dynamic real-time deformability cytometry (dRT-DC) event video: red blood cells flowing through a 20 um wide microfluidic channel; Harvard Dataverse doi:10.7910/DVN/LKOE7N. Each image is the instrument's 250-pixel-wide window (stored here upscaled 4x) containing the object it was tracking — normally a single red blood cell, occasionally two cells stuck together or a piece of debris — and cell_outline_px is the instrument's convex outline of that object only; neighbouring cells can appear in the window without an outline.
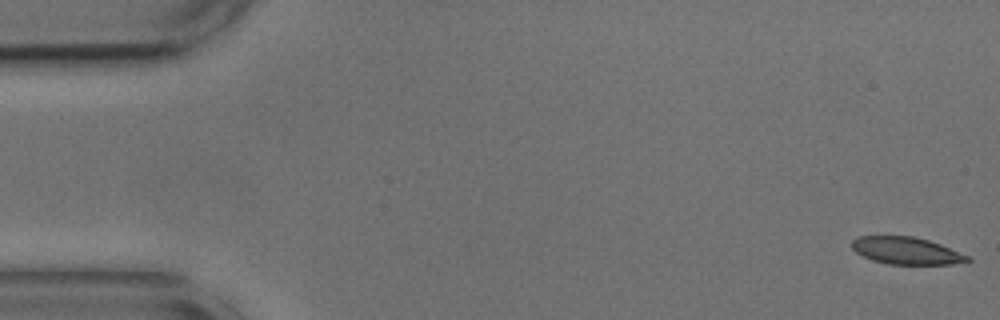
{"species": "common noctule bat (a hibernating species)", "species_latin": "Nyctalus noctula", "temperature_condition": "cold", "stored_images_in_passage": 54, "camera_frame_rate_fps": 3000, "um_per_image_px": 0.085, "animal": {"sex": "male", "body_mass_g": 17.9, "forearm_length_mm": 54.2}, "frame": {"image": 1, "passage_image": 1, "time_ms": 0.0, "image_size_px": [1000, 320], "cell_outline_px": [[972, 260], [952, 264], [888, 264], [872, 260], [856, 252], [852, 248], [852, 240], [860, 236], [912, 236], [928, 240], [940, 244], [968, 256]], "centroid_in_image_um": [77.02, 21.31], "position_along_channel_um": 8.0, "area_um2": 18.09}}
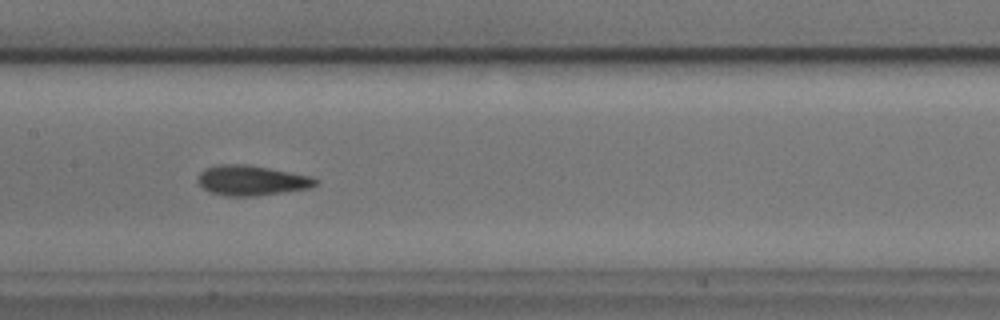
{"frame": {"image": 2, "passage_image": 26, "time_ms": 8.333, "image_size_px": [1000, 320], "cell_outline_px": [[320, 180], [316, 184], [308, 188], [256, 196], [228, 196], [208, 192], [196, 180], [200, 172], [204, 168], [220, 164], [248, 164], [308, 176]], "centroid_in_image_um": [21.32, 15.33], "position_along_channel_um": 186.1, "area_um2": 20.46}}
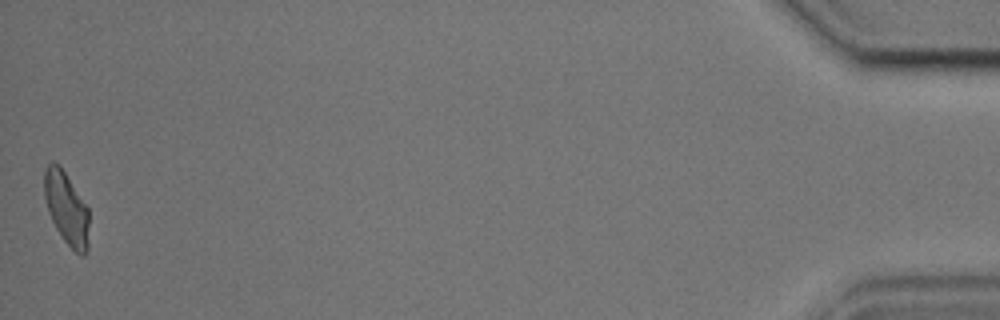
{"frame": {"image": 3, "passage_image": 54, "time_ms": 17.667, "image_size_px": [1000, 320], "cell_outline_px": [[88, 248], [84, 256], [80, 256], [64, 240], [56, 228], [48, 212], [44, 196], [44, 168], [48, 164], [60, 164], [88, 208]], "centroid_in_image_um": [5.64, 17.71], "position_along_channel_um": 429.6, "area_um2": 18.84}, "authors_computed_cell_mechanics": {"area_um2": 19.7965, "velocity_mm_per_s": 3.645, "shape_relaxation_time_tau1_ms": 3.8694, "shape_relaxation_time_tau2_ms": 1.6758, "deformation_change_tau1": 0.1479, "deformation_change_tau2": 0.0974}}